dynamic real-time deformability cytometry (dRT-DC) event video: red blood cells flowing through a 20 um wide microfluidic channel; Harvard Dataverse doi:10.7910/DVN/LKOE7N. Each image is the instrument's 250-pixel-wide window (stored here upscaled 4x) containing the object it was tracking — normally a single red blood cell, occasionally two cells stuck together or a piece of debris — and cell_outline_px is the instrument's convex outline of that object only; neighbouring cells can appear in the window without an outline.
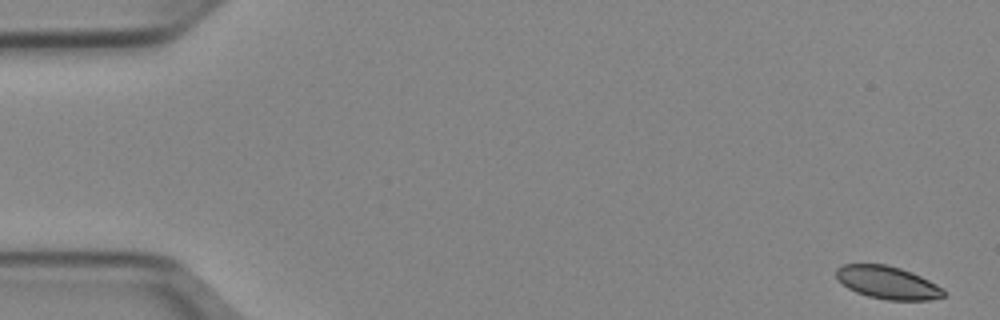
{"species": "Egyptian fruit bat (a non-hibernating species)", "species_latin": "Rousettus aegyptiacus", "temperature_condition": "cold", "stored_images_in_passage": 46, "camera_frame_rate_fps": 3000, "um_per_image_px": 0.085, "animal": {"sex": "female"}, "frame": {"image": 1, "passage_image": 1, "time_ms": 0.0, "image_size_px": [1000, 320], "cell_outline_px": [[948, 292], [944, 296], [928, 300], [888, 300], [868, 296], [856, 292], [848, 288], [836, 276], [836, 268], [840, 264], [888, 264], [912, 272], [944, 288]], "centroid_in_image_um": [75.47, 24.01], "position_along_channel_um": 9.5, "area_um2": 20.58}}
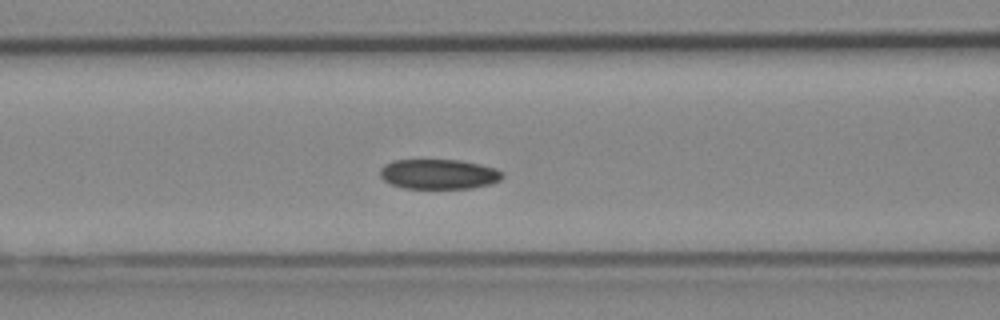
{"frame": {"image": 2, "passage_image": 21, "time_ms": 6.667, "image_size_px": [1000, 320], "cell_outline_px": [[504, 176], [500, 180], [492, 184], [472, 188], [404, 188], [392, 184], [384, 180], [380, 176], [380, 168], [384, 164], [392, 160], [460, 160], [480, 164], [496, 168], [504, 172]], "centroid_in_image_um": [37.32, 14.79], "position_along_channel_um": 129.3, "area_um2": 21.5}}
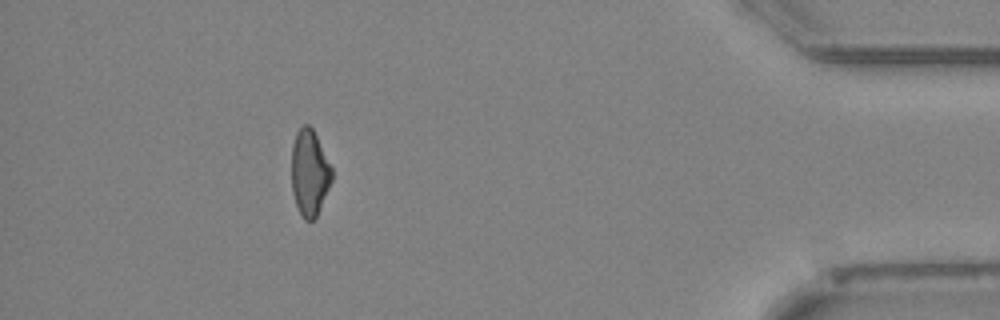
{"frame": {"image": 3, "passage_image": 41, "time_ms": 13.333, "image_size_px": [1000, 320], "cell_outline_px": [[332, 180], [316, 216], [312, 220], [304, 220], [296, 204], [292, 192], [292, 144], [296, 132], [304, 124], [308, 124], [312, 128], [332, 168]], "centroid_in_image_um": [26.3, 14.67], "position_along_channel_um": 408.9, "area_um2": 19.88}}